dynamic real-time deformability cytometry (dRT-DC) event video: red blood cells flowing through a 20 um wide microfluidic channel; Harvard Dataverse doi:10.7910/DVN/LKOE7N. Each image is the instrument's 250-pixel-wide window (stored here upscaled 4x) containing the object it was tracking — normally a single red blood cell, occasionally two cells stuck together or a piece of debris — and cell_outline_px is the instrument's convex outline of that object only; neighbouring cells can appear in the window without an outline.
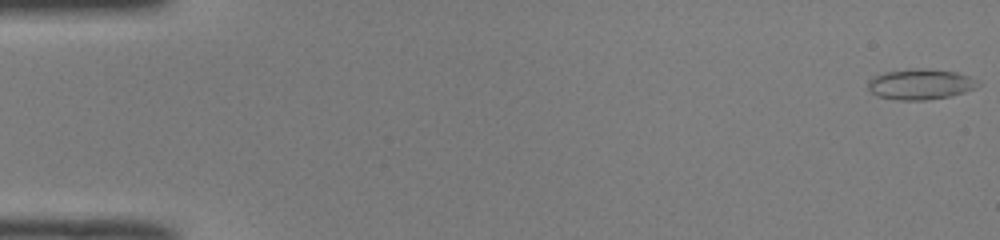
{"species": "common noctule bat (a hibernating species)", "species_latin": "Nyctalus noctula", "temperature_condition": "room temperature", "stored_images_in_passage": 11, "camera_frame_rate_fps": 3000, "um_per_image_px": 0.085, "animal": {"sex": "male", "body_mass_g": 19.0, "forearm_length_mm": 50.8}, "frame": {"image": 1, "passage_image": 1, "time_ms": 0.0, "image_size_px": [1000, 240], "cell_outline_px": [[980, 84], [976, 88], [952, 96], [924, 100], [896, 100], [876, 96], [868, 88], [868, 80], [884, 72], [920, 68], [956, 72], [980, 80]], "centroid_in_image_um": [78.26, 7.17], "position_along_channel_um": 6.7, "area_um2": 19.59}}